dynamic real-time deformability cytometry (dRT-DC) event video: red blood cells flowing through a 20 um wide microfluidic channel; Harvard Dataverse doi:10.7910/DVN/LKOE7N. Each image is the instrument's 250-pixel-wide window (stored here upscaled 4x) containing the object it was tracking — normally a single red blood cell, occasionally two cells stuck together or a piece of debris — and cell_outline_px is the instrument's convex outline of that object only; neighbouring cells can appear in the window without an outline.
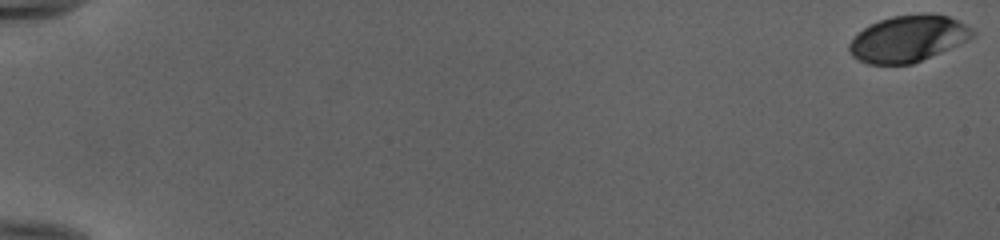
{"species": "human", "species_latin": "Homo sapiens", "temperature_condition": "cold", "stored_images_in_passage": 54, "camera_frame_rate_fps": 3000, "um_per_image_px": 0.085, "donor": {"sex": "female"}, "frame": {"image": 1, "passage_image": 1, "time_ms": 0.0, "image_size_px": [1000, 240], "cell_outline_px": [[976, 32], [968, 40], [912, 64], [868, 64], [852, 56], [848, 48], [848, 44], [856, 32], [880, 20], [892, 16], [948, 16], [972, 28]], "centroid_in_image_um": [77.13, 3.32], "position_along_channel_um": 7.9, "area_um2": 32.48}}
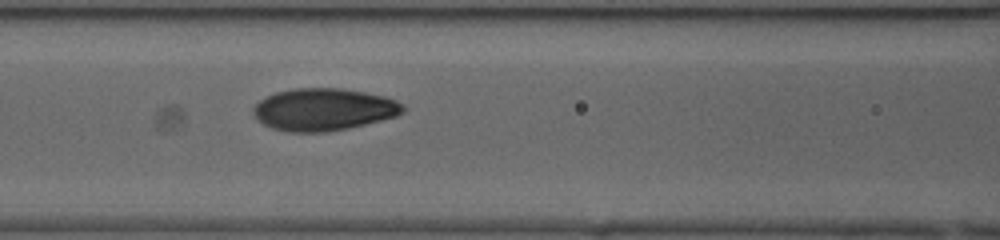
{"frame": {"image": 2, "passage_image": 26, "time_ms": 8.333, "image_size_px": [1000, 240], "cell_outline_px": [[408, 108], [404, 112], [396, 116], [348, 128], [328, 132], [288, 132], [272, 128], [256, 120], [252, 112], [252, 108], [260, 100], [276, 92], [292, 88], [340, 88], [364, 92], [384, 96], [396, 100], [404, 104]], "centroid_in_image_um": [27.51, 9.3], "position_along_channel_um": 139.1, "area_um2": 37.05}}
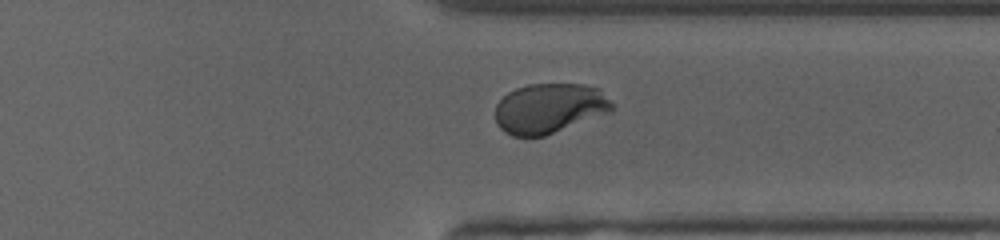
{"frame": {"image": 3, "passage_image": 43, "time_ms": 14.0, "image_size_px": [1000, 240], "cell_outline_px": [[612, 108], [608, 112], [544, 136], [512, 136], [504, 132], [496, 124], [496, 104], [508, 92], [516, 88], [528, 84], [584, 84], [600, 88], [612, 104]], "centroid_in_image_um": [46.65, 9.19], "position_along_channel_um": 364.7, "area_um2": 33.7}, "authors_computed_cell_mechanics": {"area_um2": 34.7089, "velocity_mm_per_s": 3.9871, "shape_relaxation_time_tau1_ms": 3.7289, "shape_relaxation_time_tau2_ms": null, "deformation_change_tau1": 0.1873, "deformation_change_tau2": null}}